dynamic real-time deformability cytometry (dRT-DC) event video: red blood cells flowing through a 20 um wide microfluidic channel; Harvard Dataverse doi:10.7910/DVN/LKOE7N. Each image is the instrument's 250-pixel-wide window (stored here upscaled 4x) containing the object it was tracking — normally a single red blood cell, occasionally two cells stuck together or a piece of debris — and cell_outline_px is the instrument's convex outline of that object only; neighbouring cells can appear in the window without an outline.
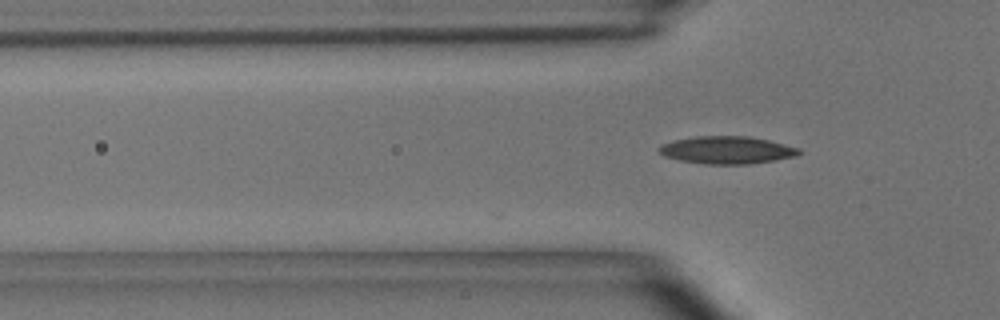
{"species": "common noctule bat (a hibernating species)", "species_latin": "Nyctalus noctula", "temperature_condition": "room temperature", "stored_images_in_passage": 2, "camera_frame_rate_fps": 3000, "um_per_image_px": 0.085, "animal": {"sex": "male", "body_mass_g": 15.6}, "frame": {"image": 1, "passage_image": 2, "time_ms": 0.333, "image_size_px": [1000, 320], "cell_outline_px": [[800, 152], [796, 156], [748, 164], [704, 164], [680, 160], [664, 156], [656, 152], [656, 148], [660, 144], [676, 140], [696, 136], [748, 136], [768, 140], [800, 148]], "centroid_in_image_um": [61.72, 12.75], "position_along_channel_um": 64.1, "area_um2": 22.43}}